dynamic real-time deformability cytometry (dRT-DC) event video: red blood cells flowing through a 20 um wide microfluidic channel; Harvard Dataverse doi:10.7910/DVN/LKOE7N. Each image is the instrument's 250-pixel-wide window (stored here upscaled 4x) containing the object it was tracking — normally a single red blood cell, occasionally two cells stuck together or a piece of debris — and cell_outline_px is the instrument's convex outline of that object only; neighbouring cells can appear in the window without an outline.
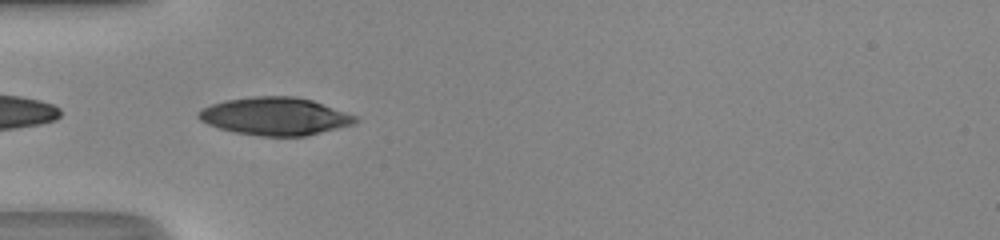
{"species": "human", "species_latin": "Homo sapiens", "temperature_condition": "room temperature", "stored_images_in_passage": 33, "camera_frame_rate_fps": 3000, "um_per_image_px": 0.085, "donor": {"sex": "male"}, "frame": {"image": 1, "passage_image": 1, "time_ms": 0.0, "image_size_px": [1000, 240], "cell_outline_px": [[360, 120], [356, 124], [304, 136], [260, 136], [236, 132], [220, 128], [208, 124], [200, 120], [196, 116], [196, 112], [200, 108], [224, 100], [252, 96], [292, 96], [312, 100], [356, 116]], "centroid_in_image_um": [23.36, 9.88], "position_along_channel_um": 61.6, "area_um2": 34.56}}
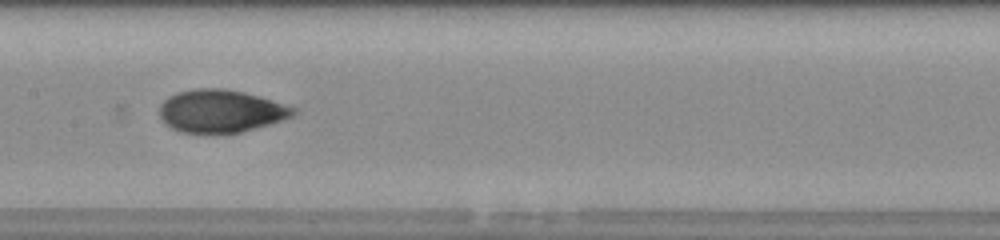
{"frame": {"image": 2, "passage_image": 10, "time_ms": 3.0, "image_size_px": [1000, 240], "cell_outline_px": [[296, 112], [292, 116], [284, 120], [240, 132], [180, 132], [164, 124], [160, 116], [160, 104], [168, 96], [176, 92], [196, 88], [224, 88], [244, 92], [272, 100], [296, 108]], "centroid_in_image_um": [18.75, 9.42], "position_along_channel_um": 188.7, "area_um2": 33.18}}
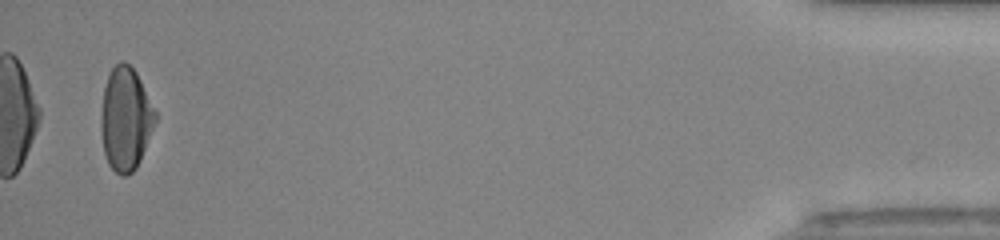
{"frame": {"image": 3, "passage_image": 32, "time_ms": 10.333, "image_size_px": [1000, 240], "cell_outline_px": [[156, 120], [140, 160], [136, 168], [128, 176], [120, 176], [108, 164], [104, 152], [100, 128], [100, 116], [104, 88], [108, 76], [112, 68], [120, 60], [124, 60], [136, 72], [156, 112]], "centroid_in_image_um": [10.65, 10.12], "position_along_channel_um": 424.5, "area_um2": 32.54}, "authors_computed_cell_mechanics": {"area_um2": 33.2928, "velocity_mm_per_s": 4.3625, "shape_relaxation_time_tau1_ms": 5.2937, "shape_relaxation_time_tau2_ms": 0.7791, "deformation_change_tau1": 0.2098, "deformation_change_tau2": 0.0387}}